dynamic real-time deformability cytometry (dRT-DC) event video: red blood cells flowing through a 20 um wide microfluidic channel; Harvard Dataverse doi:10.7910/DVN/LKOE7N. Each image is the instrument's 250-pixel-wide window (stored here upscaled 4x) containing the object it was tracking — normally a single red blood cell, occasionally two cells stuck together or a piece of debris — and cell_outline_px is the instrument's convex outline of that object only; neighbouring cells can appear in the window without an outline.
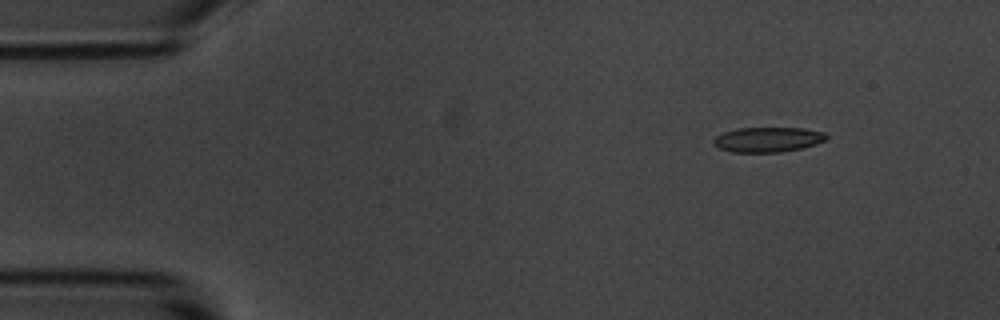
{"species": "common noctule bat (a hibernating species)", "species_latin": "Nyctalus noctula", "temperature_condition": "room temperature", "stored_images_in_passage": 49, "camera_frame_rate_fps": 3000, "um_per_image_px": 0.085, "animal": {"sex": "male", "body_mass_g": 20.1, "forearm_length_mm": 53.5}, "frame": {"image": 1, "passage_image": 1, "time_ms": 0.0, "image_size_px": [1000, 320], "cell_outline_px": [[828, 136], [824, 140], [816, 144], [800, 148], [780, 152], [732, 152], [720, 148], [712, 144], [712, 140], [716, 136], [724, 132], [736, 128], [800, 128], [824, 132]], "centroid_in_image_um": [65.22, 11.86], "position_along_channel_um": 19.8, "area_um2": 16.3}}
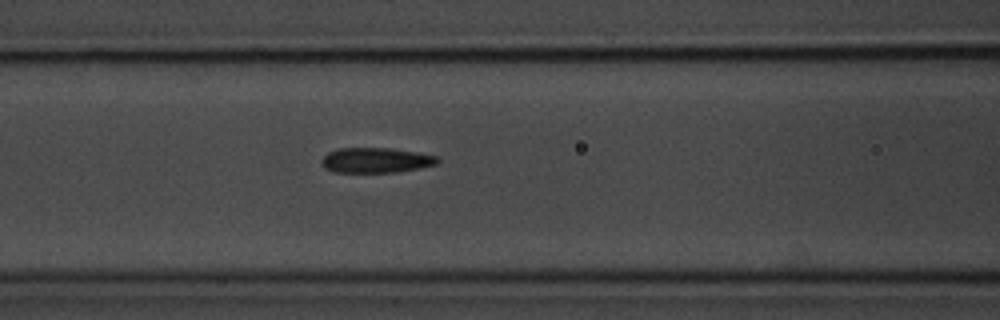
{"frame": {"image": 2, "passage_image": 17, "time_ms": 5.333, "image_size_px": [1000, 320], "cell_outline_px": [[440, 160], [436, 164], [420, 168], [396, 172], [332, 172], [324, 168], [320, 164], [320, 160], [328, 152], [340, 148], [392, 148], [416, 152], [436, 156]], "centroid_in_image_um": [31.91, 13.62], "position_along_channel_um": 134.7, "area_um2": 17.05}}
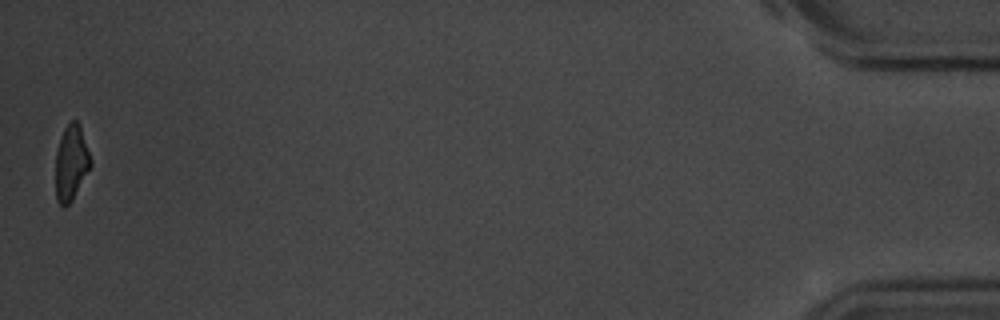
{"frame": {"image": 3, "passage_image": 49, "time_ms": 16.0, "image_size_px": [1000, 320], "cell_outline_px": [[92, 164], [72, 200], [64, 208], [56, 200], [56, 152], [64, 128], [72, 120], [76, 120], [80, 124], [92, 160]], "centroid_in_image_um": [6.06, 13.83], "position_along_channel_um": 429.1, "area_um2": 15.32}, "authors_computed_cell_mechanics": {"area_um2": 17.2244, "velocity_mm_per_s": 3.6538, "shape_relaxation_time_tau1_ms": 3.2674, "shape_relaxation_time_tau2_ms": 2.84, "deformation_change_tau1": 0.1581, "deformation_change_tau2": 0.124}}